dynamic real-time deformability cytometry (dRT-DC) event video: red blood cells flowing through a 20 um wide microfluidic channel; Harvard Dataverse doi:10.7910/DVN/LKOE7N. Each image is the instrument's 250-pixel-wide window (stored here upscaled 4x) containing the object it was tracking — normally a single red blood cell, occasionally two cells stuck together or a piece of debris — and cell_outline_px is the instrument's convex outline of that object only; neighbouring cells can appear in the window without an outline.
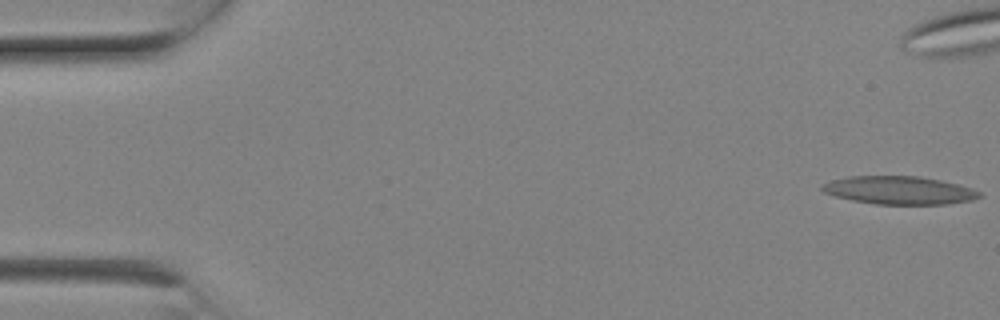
{"species": "Egyptian fruit bat (a non-hibernating species)", "species_latin": "Rousettus aegyptiacus", "temperature_condition": "room temperature", "stored_images_in_passage": 11, "camera_frame_rate_fps": 3000, "um_per_image_px": 0.085, "animal": {"sex": "female"}, "frame": {"image": 1, "passage_image": 1, "time_ms": 0.0, "image_size_px": [1000, 320], "cell_outline_px": [[984, 196], [972, 200], [948, 204], [876, 204], [852, 200], [836, 196], [824, 192], [820, 188], [820, 184], [832, 180], [848, 176], [920, 176], [940, 180], [972, 188], [980, 192]], "centroid_in_image_um": [76.43, 16.17], "position_along_channel_um": 8.6, "area_um2": 25.78}}
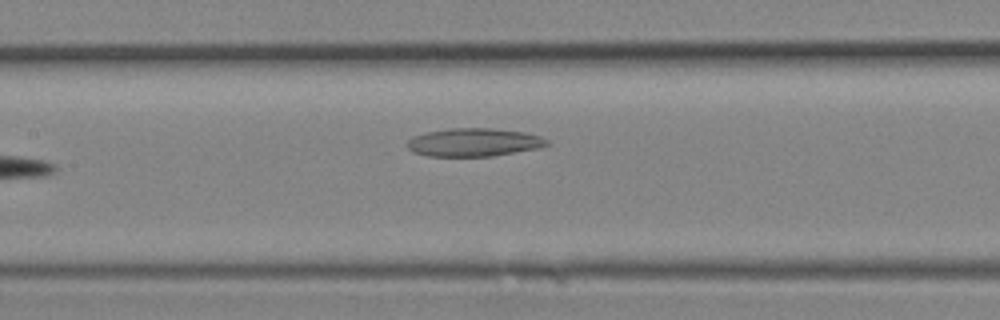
{"frame": {"image": 2, "passage_image": 11, "time_ms": 3.333, "image_size_px": [1000, 320], "cell_outline_px": [[552, 144], [540, 148], [492, 156], [428, 156], [412, 152], [408, 148], [408, 140], [412, 136], [424, 132], [448, 128], [492, 128], [524, 132], [540, 136], [548, 140]], "centroid_in_image_um": [40.29, 12.09], "position_along_channel_um": 167.1, "area_um2": 23.18}}